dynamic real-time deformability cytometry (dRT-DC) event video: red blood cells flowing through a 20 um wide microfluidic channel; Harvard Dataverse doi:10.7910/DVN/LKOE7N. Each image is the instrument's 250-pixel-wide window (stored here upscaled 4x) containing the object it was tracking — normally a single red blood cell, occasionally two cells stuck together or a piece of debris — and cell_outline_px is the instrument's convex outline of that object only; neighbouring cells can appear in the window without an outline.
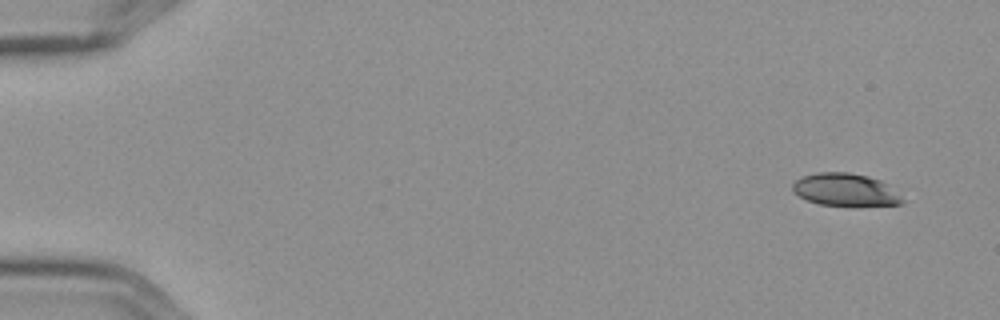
{"species": "Egyptian fruit bat (a non-hibernating species)", "species_latin": "Rousettus aegyptiacus", "temperature_condition": "cold", "stored_images_in_passage": 5, "camera_frame_rate_fps": 3000, "um_per_image_px": 0.085, "frame": {"image": 1, "passage_image": 1, "time_ms": 0.0, "image_size_px": [1000, 320], "cell_outline_px": [[904, 204], [856, 208], [848, 208], [820, 204], [808, 200], [792, 192], [792, 184], [800, 176], [816, 172], [848, 172], [868, 176], [880, 180], [900, 196], [904, 200]], "centroid_in_image_um": [71.85, 16.17], "position_along_channel_um": 13.2, "area_um2": 21.56}}